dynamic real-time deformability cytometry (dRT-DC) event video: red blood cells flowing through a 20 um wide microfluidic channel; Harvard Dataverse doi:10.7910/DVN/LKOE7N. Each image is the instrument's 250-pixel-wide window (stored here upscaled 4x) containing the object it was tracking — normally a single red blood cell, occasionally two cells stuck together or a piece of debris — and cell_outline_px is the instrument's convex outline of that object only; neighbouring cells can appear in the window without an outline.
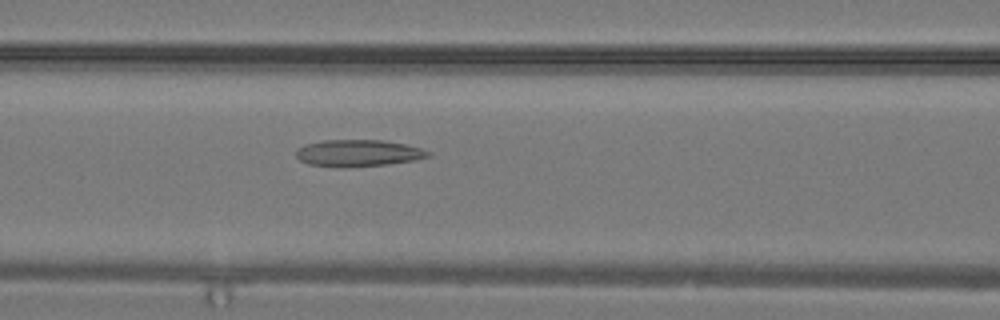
{"species": "common noctule bat (a hibernating species)", "species_latin": "Nyctalus noctula", "temperature_condition": "warm", "stored_images_in_passage": 16, "camera_frame_rate_fps": 3000, "um_per_image_px": 0.085, "animal": {"sex": "male", "body_mass_g": 19.2, "forearm_length_mm": 51.8}, "frame": {"image": 1, "passage_image": 14, "time_ms": 4.333, "image_size_px": [1000, 320], "cell_outline_px": [[432, 156], [416, 160], [388, 164], [344, 168], [336, 168], [308, 164], [300, 160], [296, 156], [296, 152], [300, 148], [308, 144], [324, 140], [380, 140], [404, 144], [420, 148], [432, 152]], "centroid_in_image_um": [30.48, 13.03], "position_along_channel_um": 136.1, "area_um2": 20.69}}
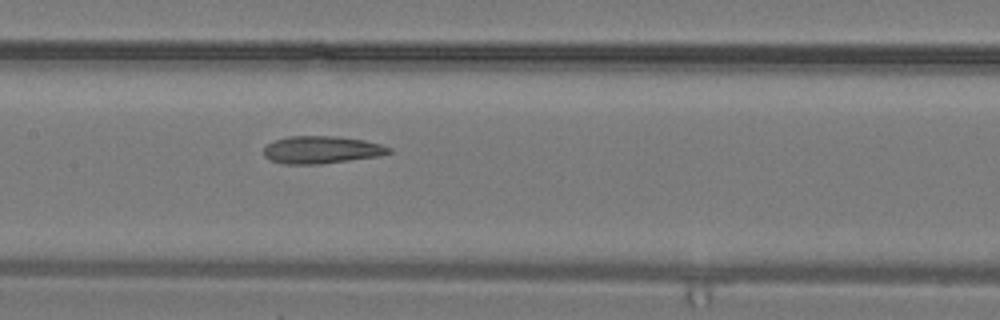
{"frame": {"image": 2, "passage_image": 16, "time_ms": 5.0, "image_size_px": [1000, 320], "cell_outline_px": [[396, 152], [380, 156], [320, 164], [284, 164], [272, 160], [264, 156], [264, 148], [268, 144], [276, 140], [288, 136], [340, 136], [364, 140], [380, 144], [392, 148]], "centroid_in_image_um": [27.4, 12.73], "position_along_channel_um": 180.0, "area_um2": 20.17}}